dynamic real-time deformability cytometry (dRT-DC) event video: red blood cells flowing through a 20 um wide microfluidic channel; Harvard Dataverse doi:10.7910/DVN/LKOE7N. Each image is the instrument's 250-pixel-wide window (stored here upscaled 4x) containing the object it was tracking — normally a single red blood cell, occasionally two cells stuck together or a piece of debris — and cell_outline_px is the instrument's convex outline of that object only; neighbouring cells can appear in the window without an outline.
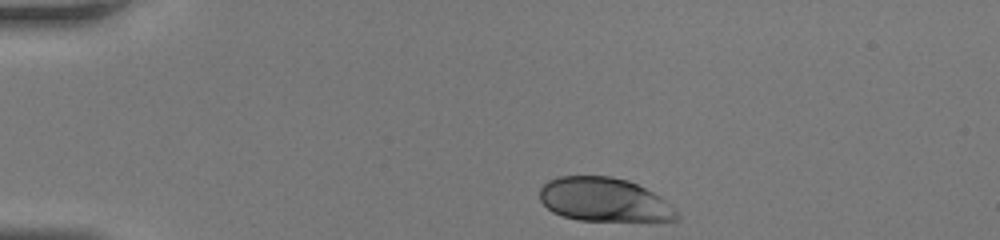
{"species": "human", "species_latin": "Homo sapiens", "temperature_condition": "room temperature", "stored_images_in_passage": 37, "camera_frame_rate_fps": 3000, "um_per_image_px": 0.085, "donor": {"sex": "female"}, "frame": {"image": 1, "passage_image": 1, "time_ms": 0.0, "image_size_px": [1000, 240], "cell_outline_px": [[680, 216], [676, 220], [580, 220], [564, 216], [552, 212], [540, 200], [540, 188], [548, 180], [560, 176], [612, 176], [628, 180], [660, 196]], "centroid_in_image_um": [51.31, 16.96], "position_along_channel_um": 33.7, "area_um2": 34.51}}
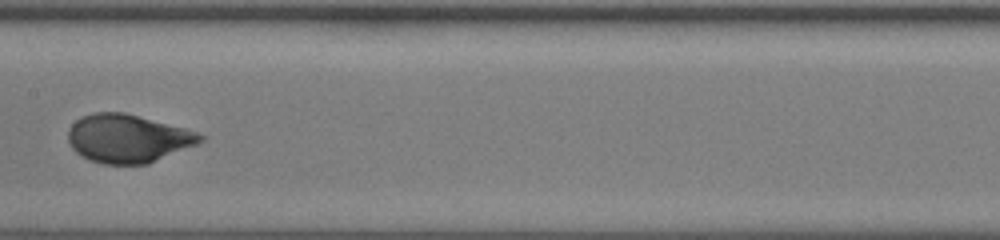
{"frame": {"image": 2, "passage_image": 16, "time_ms": 5.0, "image_size_px": [1000, 240], "cell_outline_px": [[204, 140], [196, 144], [148, 164], [104, 164], [88, 160], [76, 152], [72, 148], [68, 140], [68, 128], [76, 120], [92, 112], [124, 112], [184, 128], [196, 132], [204, 136]], "centroid_in_image_um": [10.83, 11.77], "position_along_channel_um": 196.6, "area_um2": 36.99}}
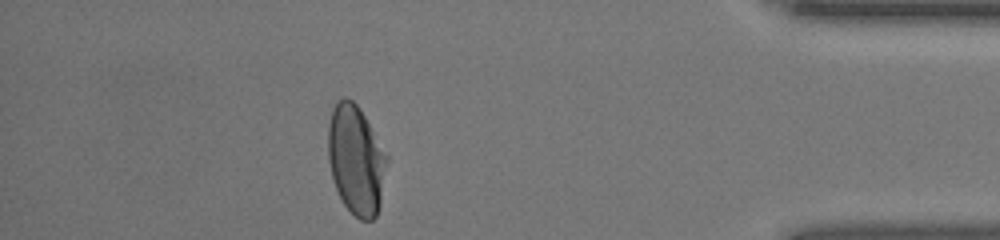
{"frame": {"image": 3, "passage_image": 32, "time_ms": 10.333, "image_size_px": [1000, 240], "cell_outline_px": [[388, 160], [380, 204], [376, 216], [372, 220], [360, 220], [344, 204], [336, 188], [332, 176], [328, 160], [328, 124], [332, 108], [344, 96], [352, 100], [360, 108], [388, 156]], "centroid_in_image_um": [30.26, 13.57], "position_along_channel_um": 404.9, "area_um2": 37.34}}